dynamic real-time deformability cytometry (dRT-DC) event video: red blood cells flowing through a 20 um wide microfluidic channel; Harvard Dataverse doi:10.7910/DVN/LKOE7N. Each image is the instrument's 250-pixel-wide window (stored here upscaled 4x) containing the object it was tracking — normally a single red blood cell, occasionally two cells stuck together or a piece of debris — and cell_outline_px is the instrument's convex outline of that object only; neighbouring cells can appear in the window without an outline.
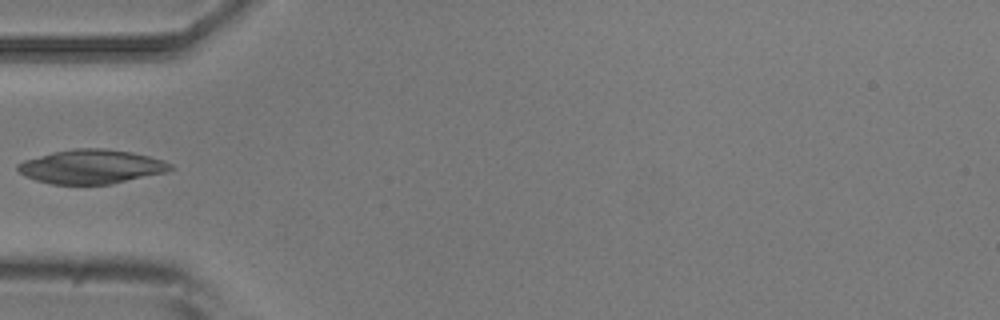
{"species": "common noctule bat (a hibernating species)", "species_latin": "Nyctalus noctula", "temperature_condition": "room temperature", "stored_images_in_passage": 5, "camera_frame_rate_fps": 3000, "um_per_image_px": 0.085, "animal": {"sex": "male", "body_mass_g": 20.5, "forearm_length_mm": 52.5}, "frame": {"image": 1, "passage_image": 4, "time_ms": 3.667, "image_size_px": [1000, 320], "cell_outline_px": [[176, 168], [168, 172], [112, 184], [52, 184], [36, 180], [24, 176], [16, 168], [16, 164], [24, 160], [72, 148], [104, 148], [132, 152], [164, 160], [172, 164]], "centroid_in_image_um": [7.82, 14.17], "position_along_channel_um": 77.2, "area_um2": 30.46}}
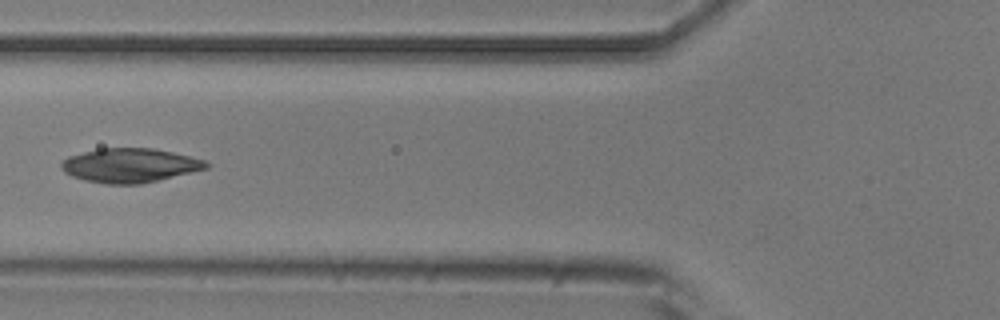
{"frame": {"image": 2, "passage_image": 5, "time_ms": 4.667, "image_size_px": [1000, 320], "cell_outline_px": [[212, 164], [208, 168], [140, 184], [104, 184], [84, 180], [72, 176], [64, 172], [60, 168], [60, 164], [68, 156], [96, 148], [152, 148], [172, 152], [204, 160]], "centroid_in_image_um": [11.0, 14.05], "position_along_channel_um": 114.8, "area_um2": 28.84}}